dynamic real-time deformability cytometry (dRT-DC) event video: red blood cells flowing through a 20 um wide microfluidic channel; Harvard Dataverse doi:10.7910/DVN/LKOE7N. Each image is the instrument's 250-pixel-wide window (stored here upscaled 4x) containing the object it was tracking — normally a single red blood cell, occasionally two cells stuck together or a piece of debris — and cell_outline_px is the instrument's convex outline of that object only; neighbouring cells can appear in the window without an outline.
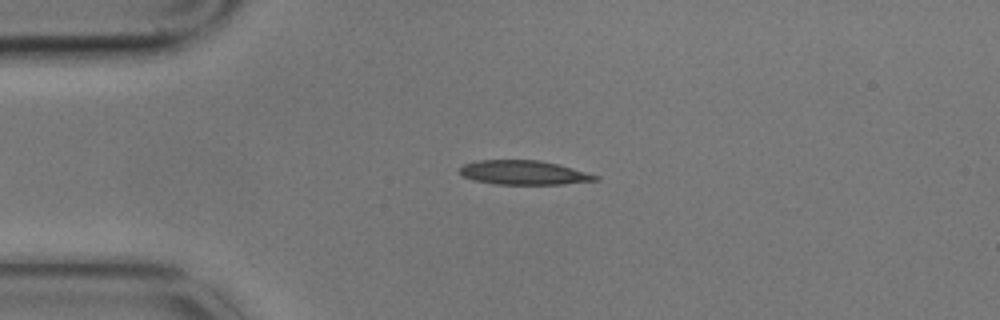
{"species": "common noctule bat (a hibernating species)", "species_latin": "Nyctalus noctula", "temperature_condition": "cold", "stored_images_in_passage": 2, "camera_frame_rate_fps": 3000, "um_per_image_px": 0.085, "animal": {"sex": "male", "body_mass_g": 17.9}, "frame": {"image": 1, "passage_image": 1, "time_ms": 0.0, "image_size_px": [1000, 320], "cell_outline_px": [[600, 180], [560, 184], [496, 184], [476, 180], [464, 176], [460, 172], [460, 168], [464, 164], [476, 160], [540, 160], [572, 168], [600, 176]], "centroid_in_image_um": [44.54, 14.67], "position_along_channel_um": 40.5, "area_um2": 18.9}}